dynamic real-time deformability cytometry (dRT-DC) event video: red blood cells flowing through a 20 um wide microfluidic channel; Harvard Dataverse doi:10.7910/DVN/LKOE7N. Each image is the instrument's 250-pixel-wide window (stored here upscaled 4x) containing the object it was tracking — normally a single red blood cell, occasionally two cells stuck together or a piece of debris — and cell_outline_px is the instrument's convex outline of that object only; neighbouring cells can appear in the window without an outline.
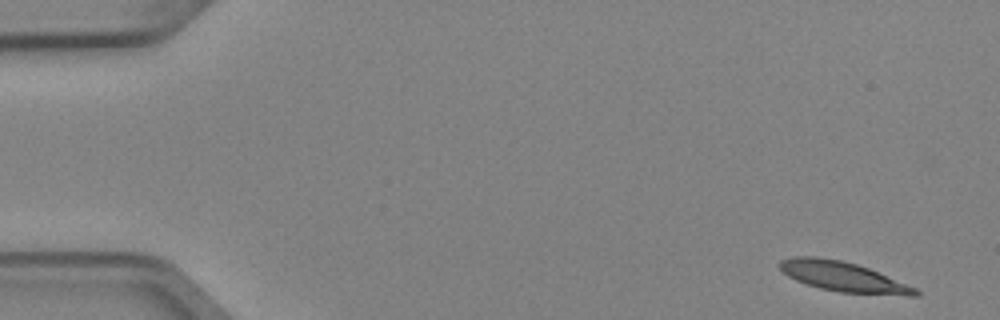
{"species": "Egyptian fruit bat (a non-hibernating species)", "species_latin": "Rousettus aegyptiacus", "temperature_condition": "cold", "stored_images_in_passage": 5, "camera_frame_rate_fps": 3000, "um_per_image_px": 0.085, "animal": {"sex": "female"}, "frame": {"image": 1, "passage_image": 1, "time_ms": 0.0, "image_size_px": [1000, 320], "cell_outline_px": [[920, 296], [908, 296], [840, 292], [820, 288], [796, 280], [788, 276], [780, 268], [780, 260], [792, 256], [816, 256], [840, 260], [856, 264], [868, 268], [916, 288], [920, 292]], "centroid_in_image_um": [71.67, 23.52], "position_along_channel_um": 13.3, "area_um2": 23.41}}
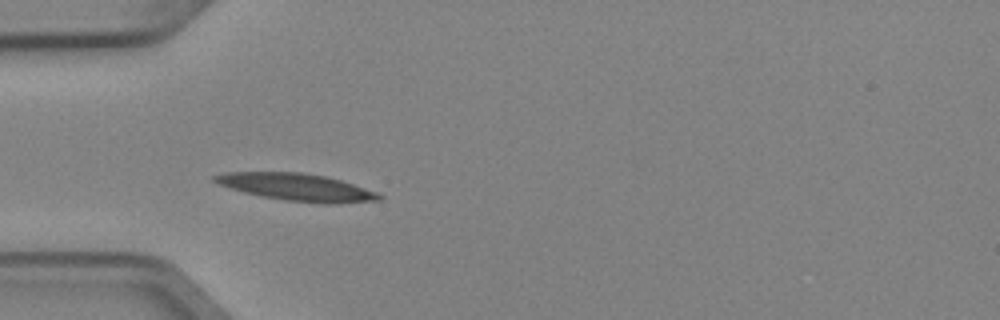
{"frame": {"image": 2, "passage_image": 4, "time_ms": 1.0, "image_size_px": [1000, 320], "cell_outline_px": [[384, 196], [380, 200], [332, 204], [324, 204], [284, 200], [244, 192], [220, 184], [212, 180], [212, 176], [224, 172], [300, 172], [324, 176], [340, 180], [376, 192]], "centroid_in_image_um": [25.23, 15.91], "position_along_channel_um": 59.8, "area_um2": 25.84}}
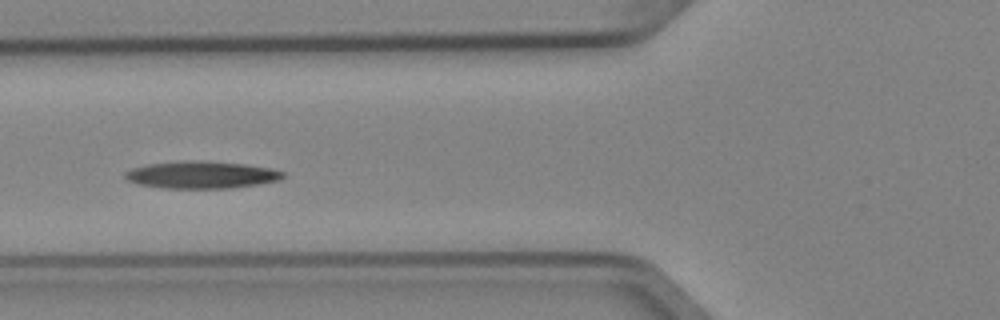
{"frame": {"image": 3, "passage_image": 5, "time_ms": 1.333, "image_size_px": [1000, 320], "cell_outline_px": [[284, 176], [280, 180], [260, 184], [228, 188], [160, 188], [140, 184], [128, 180], [124, 176], [124, 172], [132, 168], [148, 164], [184, 160], [200, 160], [244, 164], [272, 168], [284, 172]], "centroid_in_image_um": [17.13, 14.85], "position_along_channel_um": 108.7, "area_um2": 25.14}}